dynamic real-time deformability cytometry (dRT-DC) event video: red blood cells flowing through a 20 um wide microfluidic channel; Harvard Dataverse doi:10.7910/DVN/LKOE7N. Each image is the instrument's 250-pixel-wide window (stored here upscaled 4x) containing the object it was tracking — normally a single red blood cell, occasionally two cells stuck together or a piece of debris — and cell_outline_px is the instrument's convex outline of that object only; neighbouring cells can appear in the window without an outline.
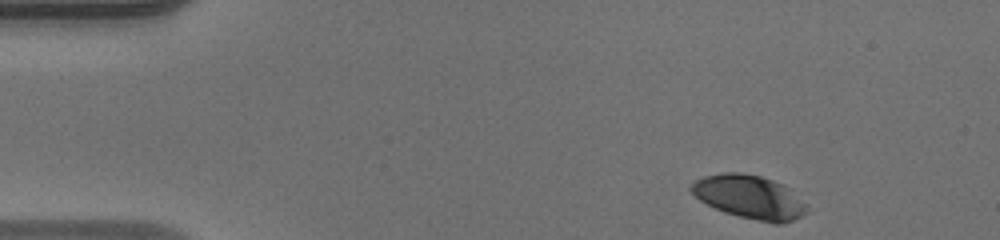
{"species": "human", "species_latin": "Homo sapiens", "temperature_condition": "warm", "stored_images_in_passage": 44, "camera_frame_rate_fps": 3000, "um_per_image_px": 0.085, "donor": {"sex": "male"}, "frame": {"image": 1, "passage_image": 1, "time_ms": 0.0, "image_size_px": [1000, 240], "cell_outline_px": [[808, 212], [784, 224], [772, 224], [724, 212], [700, 200], [688, 188], [696, 180], [704, 176], [724, 172], [740, 172], [760, 176], [784, 184], [808, 204]], "centroid_in_image_um": [63.75, 16.75], "position_along_channel_um": 21.2, "area_um2": 29.42}}
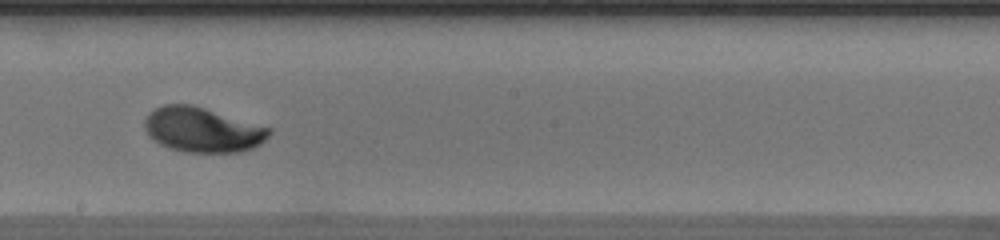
{"frame": {"image": 2, "passage_image": 23, "time_ms": 7.333, "image_size_px": [1000, 240], "cell_outline_px": [[272, 132], [260, 144], [252, 148], [240, 152], [184, 152], [168, 148], [152, 140], [148, 136], [144, 128], [144, 120], [148, 112], [164, 104], [192, 104], [272, 128]], "centroid_in_image_um": [17.18, 11.03], "position_along_channel_um": 231.0, "area_um2": 32.77}}
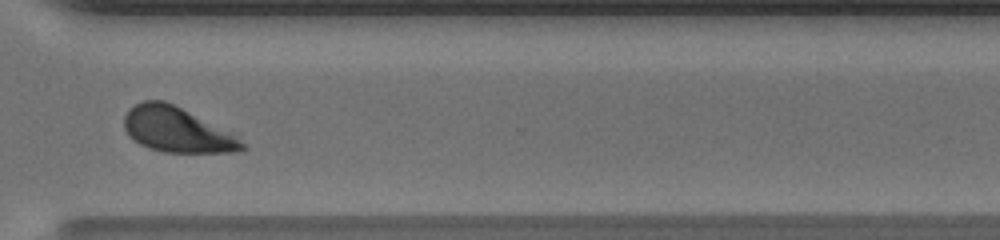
{"frame": {"image": 3, "passage_image": 32, "time_ms": 10.333, "image_size_px": [1000, 240], "cell_outline_px": [[248, 148], [244, 152], [164, 152], [148, 148], [140, 144], [128, 136], [124, 128], [124, 116], [128, 108], [144, 100], [164, 100], [236, 136]], "centroid_in_image_um": [14.99, 11.05], "position_along_channel_um": 355.6, "area_um2": 30.52}, "authors_computed_cell_mechanics": {"area_um2": 31.4143, "velocity_mm_per_s": 4.1502, "shape_relaxation_time_tau1_ms": 2.4553, "shape_relaxation_time_tau2_ms": null, "deformation_change_tau1": 0.1501, "deformation_change_tau2": null}}